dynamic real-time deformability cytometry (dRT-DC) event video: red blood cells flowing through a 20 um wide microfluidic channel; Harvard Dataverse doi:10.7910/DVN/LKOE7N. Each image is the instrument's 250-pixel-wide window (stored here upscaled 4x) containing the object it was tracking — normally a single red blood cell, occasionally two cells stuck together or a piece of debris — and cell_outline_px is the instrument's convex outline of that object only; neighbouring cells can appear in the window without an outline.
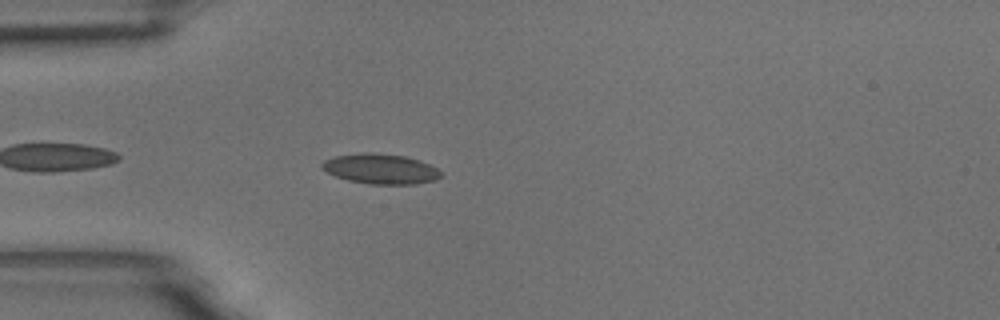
{"species": "common noctule bat (a hibernating species)", "species_latin": "Nyctalus noctula", "temperature_condition": "room temperature", "stored_images_in_passage": 45, "camera_frame_rate_fps": 3000, "um_per_image_px": 0.085, "animal": {"sex": "male", "body_mass_g": 18.8}, "frame": {"image": 1, "passage_image": 4, "time_ms": 1.0, "image_size_px": [1000, 320], "cell_outline_px": [[440, 176], [436, 180], [416, 184], [368, 184], [348, 180], [336, 176], [320, 168], [320, 164], [324, 160], [336, 156], [360, 152], [376, 152], [404, 156], [420, 160], [436, 168], [440, 172]], "centroid_in_image_um": [32.32, 14.35], "position_along_channel_um": 52.7, "area_um2": 20.92}}
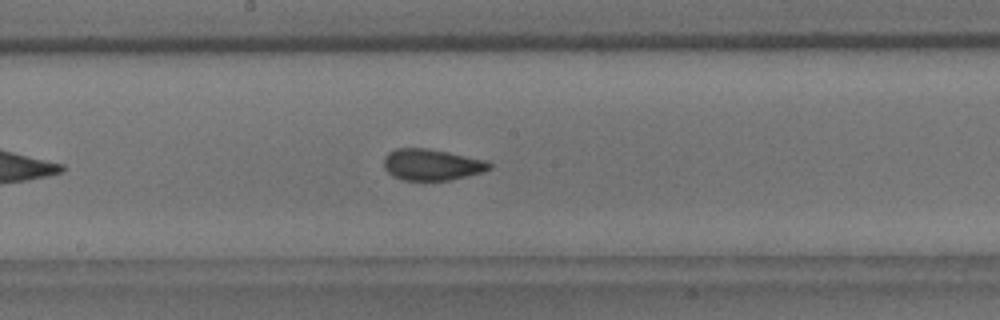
{"frame": {"image": 2, "passage_image": 18, "time_ms": 5.667, "image_size_px": [1000, 320], "cell_outline_px": [[492, 168], [484, 172], [448, 180], [400, 180], [392, 176], [384, 168], [384, 156], [388, 152], [396, 148], [428, 148], [488, 160], [492, 164]], "centroid_in_image_um": [36.7, 13.99], "position_along_channel_um": 211.5, "area_um2": 19.48}}
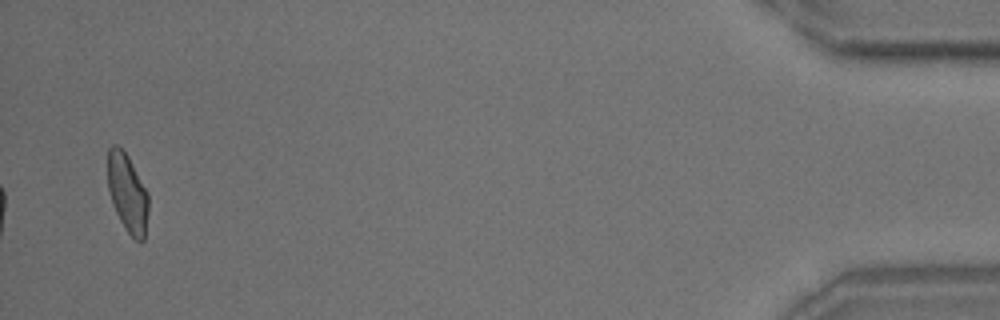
{"frame": {"image": 3, "passage_image": 43, "time_ms": 14.0, "image_size_px": [1000, 320], "cell_outline_px": [[148, 212], [144, 240], [140, 244], [124, 228], [112, 204], [108, 188], [108, 148], [112, 144], [116, 144], [128, 156], [148, 192]], "centroid_in_image_um": [10.84, 16.42], "position_along_channel_um": 424.4, "area_um2": 18.67}, "authors_computed_cell_mechanics": {"area_um2": 19.4208, "velocity_mm_per_s": 3.5716, "shape_relaxation_time_tau1_ms": 4.6333, "shape_relaxation_time_tau2_ms": 1.3329, "deformation_change_tau1": 0.1042, "deformation_change_tau2": 0.0539}}